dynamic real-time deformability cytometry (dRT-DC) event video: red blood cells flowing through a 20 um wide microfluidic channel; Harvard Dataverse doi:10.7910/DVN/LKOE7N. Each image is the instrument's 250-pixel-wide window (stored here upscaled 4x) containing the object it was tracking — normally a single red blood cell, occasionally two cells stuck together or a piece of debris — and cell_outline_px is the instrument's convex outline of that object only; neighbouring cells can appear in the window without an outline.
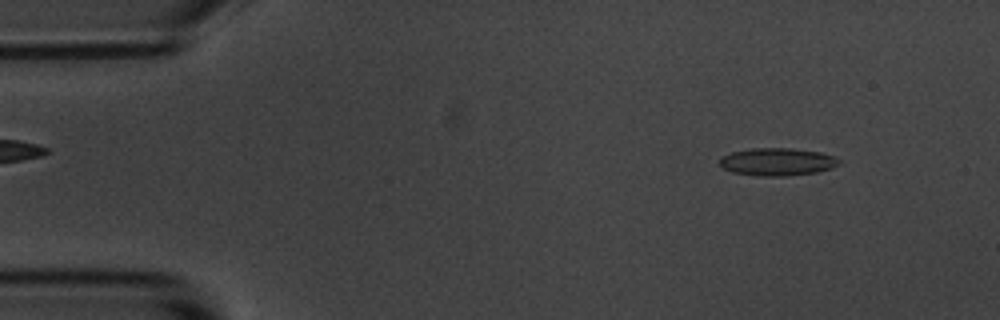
{"species": "common noctule bat (a hibernating species)", "species_latin": "Nyctalus noctula", "temperature_condition": "room temperature", "stored_images_in_passage": 5, "camera_frame_rate_fps": 3000, "um_per_image_px": 0.085, "animal": {"sex": "male", "body_mass_g": 20.1, "forearm_length_mm": 53.5}, "frame": {"image": 1, "passage_image": 1, "time_ms": 0.0, "image_size_px": [1000, 320], "cell_outline_px": [[840, 164], [832, 168], [816, 172], [788, 176], [756, 176], [732, 172], [724, 168], [720, 164], [720, 160], [724, 156], [732, 152], [752, 148], [792, 148], [820, 152], [836, 156], [840, 160]], "centroid_in_image_um": [66.12, 13.76], "position_along_channel_um": 18.9, "area_um2": 19.31}}
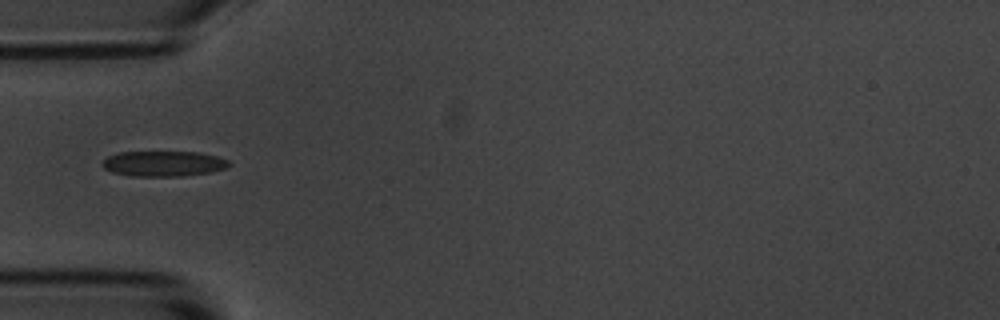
{"frame": {"image": 2, "passage_image": 4, "time_ms": 3.667, "image_size_px": [1000, 320], "cell_outline_px": [[232, 164], [228, 168], [212, 172], [184, 176], [132, 176], [112, 172], [104, 168], [100, 164], [108, 156], [120, 152], [196, 152], [216, 156], [228, 160]], "centroid_in_image_um": [13.92, 13.91], "position_along_channel_um": 71.1, "area_um2": 18.84}}